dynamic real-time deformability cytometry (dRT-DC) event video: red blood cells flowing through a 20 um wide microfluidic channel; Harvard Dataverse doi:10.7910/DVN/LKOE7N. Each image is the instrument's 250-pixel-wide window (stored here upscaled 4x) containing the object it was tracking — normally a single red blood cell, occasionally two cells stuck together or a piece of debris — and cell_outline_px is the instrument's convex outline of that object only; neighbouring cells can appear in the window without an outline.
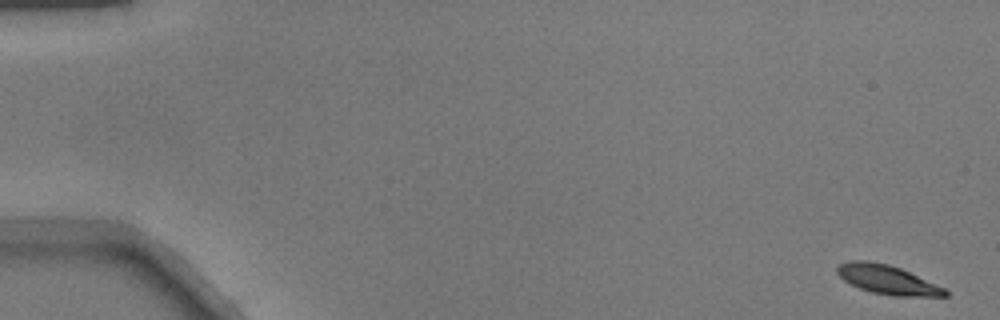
{"species": "common noctule bat (a hibernating species)", "species_latin": "Nyctalus noctula", "temperature_condition": "warm", "stored_images_in_passage": 10, "camera_frame_rate_fps": 3000, "um_per_image_px": 0.085, "animal": {"sex": "male", "body_mass_g": 17.9}, "frame": {"image": 1, "passage_image": 1, "time_ms": 0.0, "image_size_px": [1000, 320], "cell_outline_px": [[948, 296], [896, 296], [872, 292], [860, 288], [844, 280], [836, 272], [836, 268], [840, 264], [848, 260], [868, 260], [888, 264], [900, 268], [944, 288], [948, 292]], "centroid_in_image_um": [75.4, 23.76], "position_along_channel_um": 9.6, "area_um2": 18.03}}